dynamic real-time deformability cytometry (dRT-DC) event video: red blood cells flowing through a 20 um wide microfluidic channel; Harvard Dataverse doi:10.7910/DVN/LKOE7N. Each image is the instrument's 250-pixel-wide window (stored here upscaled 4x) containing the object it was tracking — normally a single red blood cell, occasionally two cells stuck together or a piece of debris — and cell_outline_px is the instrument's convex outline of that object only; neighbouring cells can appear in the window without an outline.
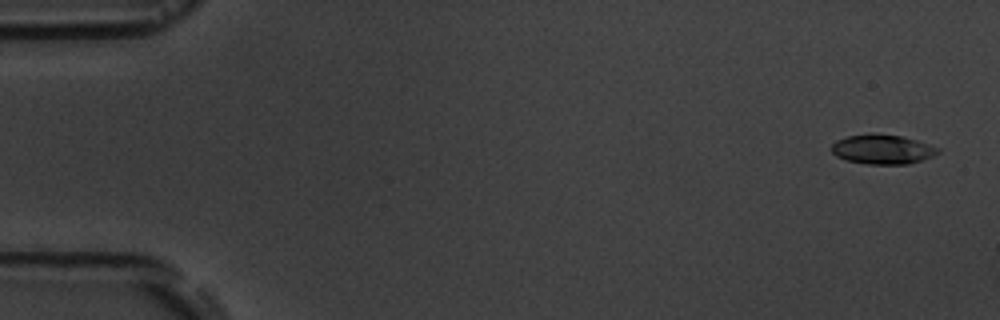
{"species": "common noctule bat (a hibernating species)", "species_latin": "Nyctalus noctula", "temperature_condition": "room temperature", "stored_images_in_passage": 5, "camera_frame_rate_fps": 3000, "um_per_image_px": 0.085, "animal": {"sex": "male", "body_mass_g": 19.5, "forearm_length_mm": 54.6}, "frame": {"image": 1, "passage_image": 1, "time_ms": 0.0, "image_size_px": [1000, 320], "cell_outline_px": [[940, 152], [932, 156], [908, 164], [868, 164], [844, 160], [836, 156], [832, 152], [832, 144], [836, 140], [848, 136], [868, 132], [876, 132], [900, 136], [916, 140], [940, 148]], "centroid_in_image_um": [74.97, 12.67], "position_along_channel_um": 10.0, "area_um2": 18.5}}
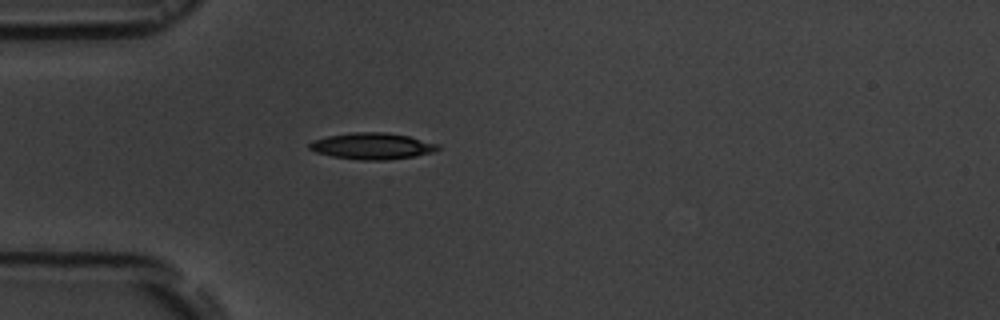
{"frame": {"image": 2, "passage_image": 5, "time_ms": 4.667, "image_size_px": [1000, 320], "cell_outline_px": [[440, 148], [432, 152], [416, 156], [388, 160], [360, 160], [332, 156], [316, 152], [308, 148], [308, 144], [312, 140], [328, 136], [352, 132], [384, 132], [408, 136], [440, 144]], "centroid_in_image_um": [31.63, 12.41], "position_along_channel_um": 53.4, "area_um2": 19.83}}